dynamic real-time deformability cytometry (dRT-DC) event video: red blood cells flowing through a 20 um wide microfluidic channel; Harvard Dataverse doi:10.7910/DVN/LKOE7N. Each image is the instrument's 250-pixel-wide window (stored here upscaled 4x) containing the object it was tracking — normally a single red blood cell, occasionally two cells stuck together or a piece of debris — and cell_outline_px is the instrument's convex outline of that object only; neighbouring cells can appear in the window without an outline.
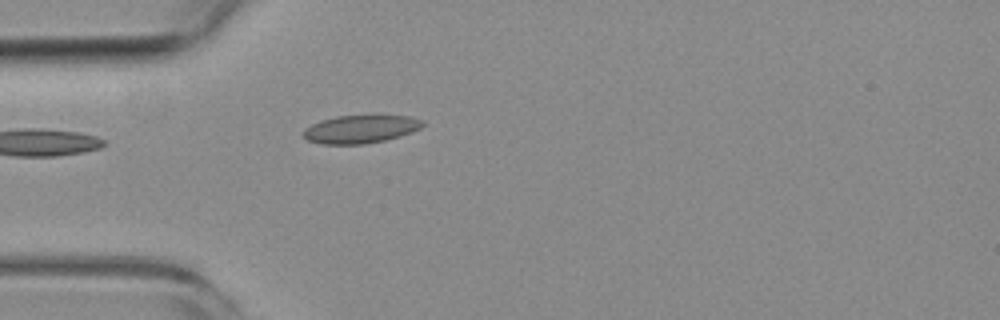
{"species": "common noctule bat (a hibernating species)", "species_latin": "Nyctalus noctula", "temperature_condition": "room temperature", "stored_images_in_passage": 4, "camera_frame_rate_fps": 3000, "um_per_image_px": 0.085, "animal": {"sex": "female", "body_mass_g": 19.3, "forearm_length_mm": 54.1}, "frame": {"image": 1, "passage_image": 4, "time_ms": 4.0, "image_size_px": [1000, 320], "cell_outline_px": [[424, 124], [420, 128], [412, 132], [400, 136], [384, 140], [364, 144], [320, 144], [308, 140], [304, 136], [304, 128], [312, 124], [336, 116], [372, 112], [376, 112], [408, 116], [424, 120]], "centroid_in_image_um": [30.71, 10.92], "position_along_channel_um": 54.3, "area_um2": 20.35}}